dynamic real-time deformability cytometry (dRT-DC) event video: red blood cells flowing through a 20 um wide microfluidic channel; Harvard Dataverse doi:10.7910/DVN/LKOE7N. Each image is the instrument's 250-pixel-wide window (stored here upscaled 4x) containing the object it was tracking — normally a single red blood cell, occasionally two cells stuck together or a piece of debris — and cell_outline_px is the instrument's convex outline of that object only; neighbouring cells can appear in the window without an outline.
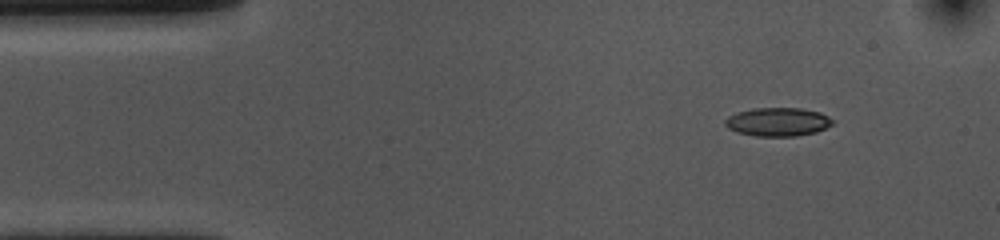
{"species": "common noctule bat (a hibernating species)", "species_latin": "Nyctalus noctula", "temperature_condition": "cold", "stored_images_in_passage": 48, "camera_frame_rate_fps": 3000, "um_per_image_px": 0.085, "animal": {"sex": "female", "body_mass_g": 10.0, "forearm_length_mm": 53.1}, "frame": {"image": 1, "passage_image": 1, "time_ms": 0.0, "image_size_px": [1000, 240], "cell_outline_px": [[832, 124], [816, 132], [796, 136], [756, 136], [736, 132], [728, 128], [724, 124], [724, 120], [728, 116], [736, 112], [756, 108], [800, 108], [820, 112], [828, 116], [832, 120]], "centroid_in_image_um": [66.08, 10.36], "position_along_channel_um": 18.9, "area_um2": 17.86}}
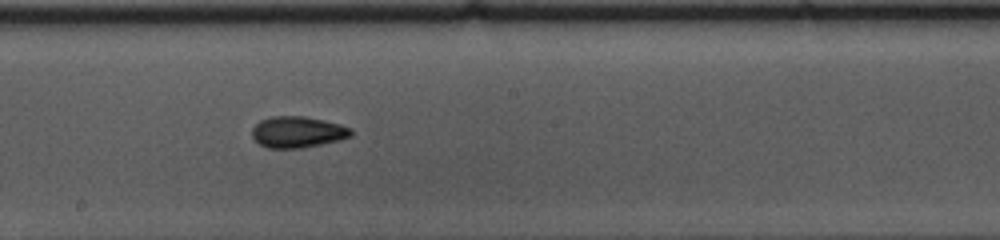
{"frame": {"image": 2, "passage_image": 23, "time_ms": 7.333, "image_size_px": [1000, 240], "cell_outline_px": [[352, 136], [340, 140], [300, 148], [268, 148], [260, 144], [252, 136], [252, 128], [260, 120], [272, 116], [304, 116], [324, 120], [340, 124], [352, 128]], "centroid_in_image_um": [25.31, 11.21], "position_along_channel_um": 222.9, "area_um2": 18.03}}
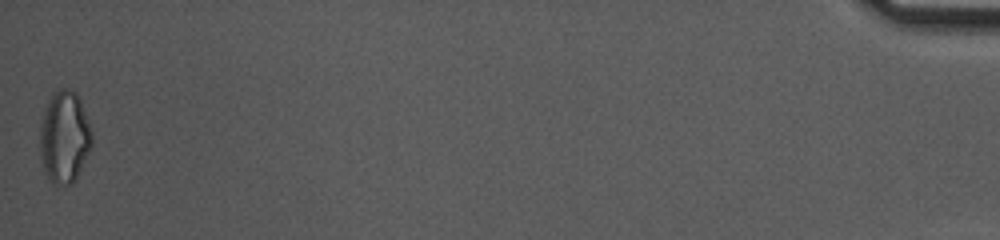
{"frame": {"image": 3, "passage_image": 48, "time_ms": 15.667, "image_size_px": [1000, 240], "cell_outline_px": [[92, 144], [76, 180], [72, 184], [52, 184], [40, 160], [40, 124], [48, 100], [52, 92], [60, 88], [72, 88], [80, 96], [92, 132]], "centroid_in_image_um": [5.48, 11.61], "position_along_channel_um": 429.7, "area_um2": 28.21}, "authors_computed_cell_mechanics": {"area_um2": 18.0625, "velocity_mm_per_s": 3.6765, "shape_relaxation_time_tau1_ms": null, "shape_relaxation_time_tau2_ms": 5.0797, "deformation_change_tau1": null, "deformation_change_tau2": 0.1078}}